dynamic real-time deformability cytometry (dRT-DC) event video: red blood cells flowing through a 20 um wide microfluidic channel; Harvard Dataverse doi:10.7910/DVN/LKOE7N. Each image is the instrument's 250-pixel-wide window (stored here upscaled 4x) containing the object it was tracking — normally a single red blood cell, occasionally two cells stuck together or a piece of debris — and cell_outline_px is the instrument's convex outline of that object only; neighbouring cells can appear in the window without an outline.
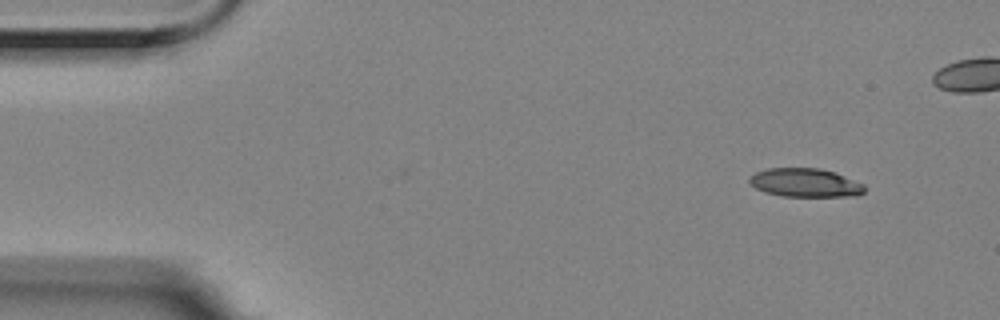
{"species": "Egyptian fruit bat (a non-hibernating species)", "species_latin": "Rousettus aegyptiacus", "temperature_condition": "room temperature", "stored_images_in_passage": 5, "camera_frame_rate_fps": 3000, "um_per_image_px": 0.085, "animal": {"sex": "female"}, "frame": {"image": 1, "passage_image": 1, "time_ms": 0.0, "image_size_px": [1000, 320], "cell_outline_px": [[864, 192], [856, 196], [780, 196], [764, 192], [756, 188], [748, 180], [756, 172], [768, 168], [820, 168], [836, 172], [864, 184]], "centroid_in_image_um": [68.46, 15.53], "position_along_channel_um": 16.5, "area_um2": 19.19}}